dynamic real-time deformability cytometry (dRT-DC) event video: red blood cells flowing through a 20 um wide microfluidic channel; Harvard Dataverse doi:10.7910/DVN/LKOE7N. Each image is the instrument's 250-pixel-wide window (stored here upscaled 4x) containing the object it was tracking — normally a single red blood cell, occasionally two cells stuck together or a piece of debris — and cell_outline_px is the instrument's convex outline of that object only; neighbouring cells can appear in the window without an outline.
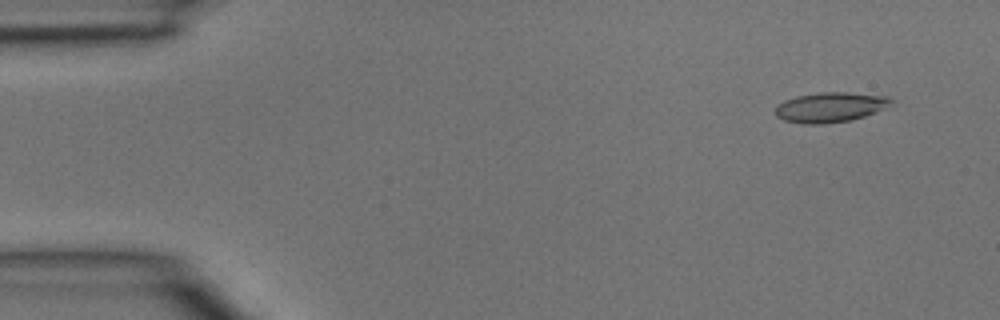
{"species": "common noctule bat (a hibernating species)", "species_latin": "Nyctalus noctula", "temperature_condition": "room temperature", "stored_images_in_passage": 4, "camera_frame_rate_fps": 3000, "um_per_image_px": 0.085, "animal": {"sex": "male", "body_mass_g": 15.6}, "frame": {"image": 1, "passage_image": 1, "time_ms": 0.0, "image_size_px": [1000, 320], "cell_outline_px": [[892, 100], [876, 112], [852, 120], [820, 124], [804, 124], [784, 120], [776, 116], [776, 108], [784, 100], [796, 96], [820, 92], [848, 92], [888, 96]], "centroid_in_image_um": [70.53, 9.11], "position_along_channel_um": 14.5, "area_um2": 19.94}}